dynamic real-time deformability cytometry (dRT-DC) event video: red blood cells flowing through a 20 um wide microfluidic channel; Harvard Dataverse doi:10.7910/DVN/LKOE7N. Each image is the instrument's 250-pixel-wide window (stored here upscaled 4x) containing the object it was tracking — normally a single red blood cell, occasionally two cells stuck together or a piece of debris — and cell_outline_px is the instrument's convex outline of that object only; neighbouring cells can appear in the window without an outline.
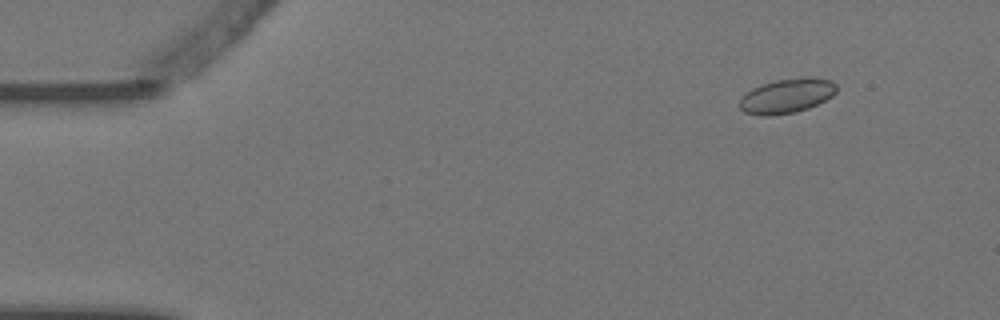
{"species": "Egyptian fruit bat (a non-hibernating species)", "species_latin": "Rousettus aegyptiacus", "temperature_condition": "warm", "stored_images_in_passage": 6, "camera_frame_rate_fps": 3000, "um_per_image_px": 0.085, "animal": {"sex": "female"}, "frame": {"image": 1, "passage_image": 1, "time_ms": 0.0, "image_size_px": [1000, 320], "cell_outline_px": [[836, 92], [832, 96], [808, 108], [796, 112], [772, 116], [760, 116], [744, 112], [740, 108], [740, 96], [752, 88], [760, 84], [776, 80], [800, 76], [812, 76], [832, 80], [836, 84]], "centroid_in_image_um": [66.86, 8.13], "position_along_channel_um": 18.1, "area_um2": 19.94}}
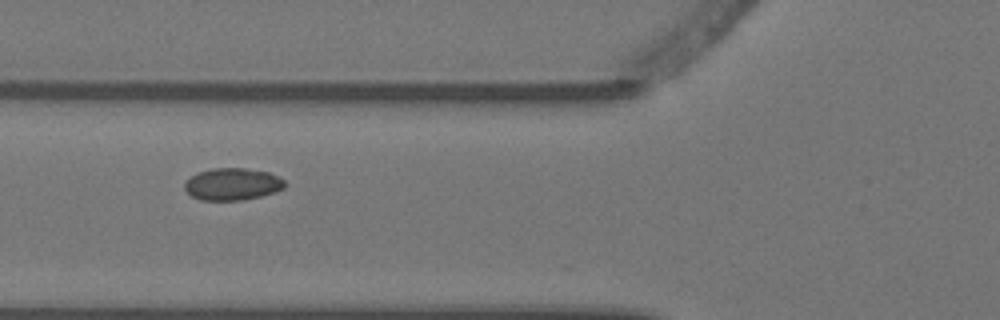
{"frame": {"image": 2, "passage_image": 5, "time_ms": 1.333, "image_size_px": [1000, 320], "cell_outline_px": [[288, 184], [284, 188], [276, 192], [244, 200], [200, 200], [192, 196], [184, 188], [184, 184], [196, 172], [212, 168], [244, 168], [268, 172], [284, 180]], "centroid_in_image_um": [19.77, 15.65], "position_along_channel_um": 106.0, "area_um2": 18.79}}
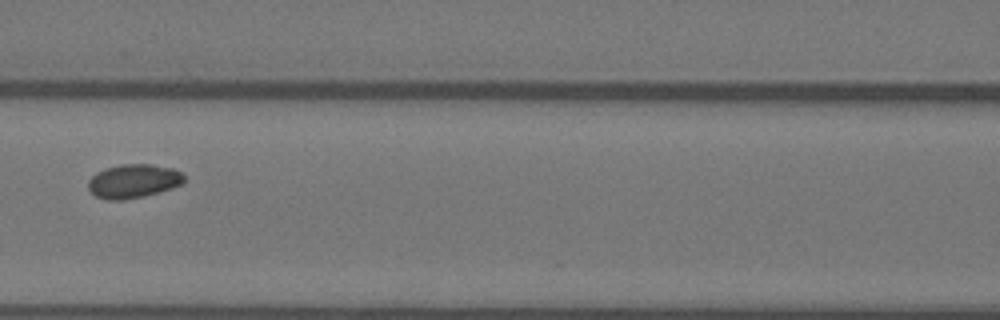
{"frame": {"image": 3, "passage_image": 6, "time_ms": 1.667, "image_size_px": [1000, 320], "cell_outline_px": [[184, 184], [172, 188], [144, 196], [120, 200], [108, 200], [96, 196], [88, 188], [88, 180], [96, 172], [104, 168], [120, 164], [152, 164], [172, 168], [180, 172], [184, 176]], "centroid_in_image_um": [11.34, 15.38], "position_along_channel_um": 155.3, "area_um2": 18.96}}